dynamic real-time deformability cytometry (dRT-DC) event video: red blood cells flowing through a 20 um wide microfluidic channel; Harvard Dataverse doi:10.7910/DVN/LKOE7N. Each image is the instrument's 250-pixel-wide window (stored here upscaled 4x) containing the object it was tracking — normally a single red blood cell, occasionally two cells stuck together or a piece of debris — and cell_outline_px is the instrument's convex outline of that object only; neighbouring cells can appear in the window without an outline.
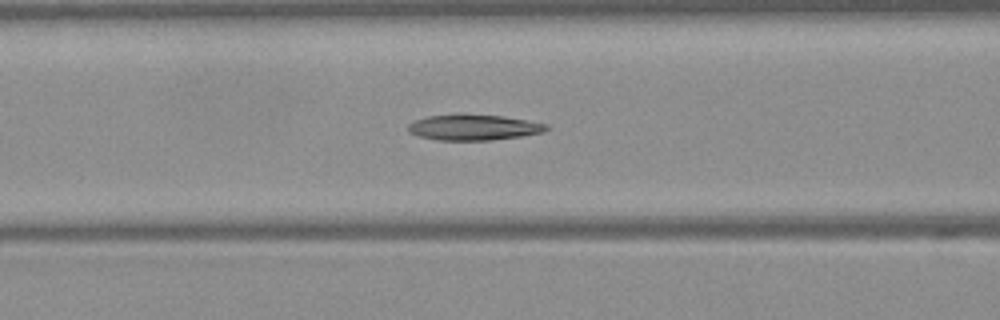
{"species": "Egyptian fruit bat (a non-hibernating species)", "species_latin": "Rousettus aegyptiacus", "temperature_condition": "warm", "stored_images_in_passage": 39, "camera_frame_rate_fps": 3000, "um_per_image_px": 0.085, "frame": {"image": 1, "passage_image": 10, "time_ms": 3.0, "image_size_px": [1000, 320], "cell_outline_px": [[548, 128], [544, 132], [520, 136], [492, 140], [436, 140], [416, 136], [408, 132], [408, 124], [416, 120], [428, 116], [456, 112], [460, 112], [504, 116], [548, 124]], "centroid_in_image_um": [40.21, 10.8], "position_along_channel_um": 126.4, "area_um2": 21.27}}
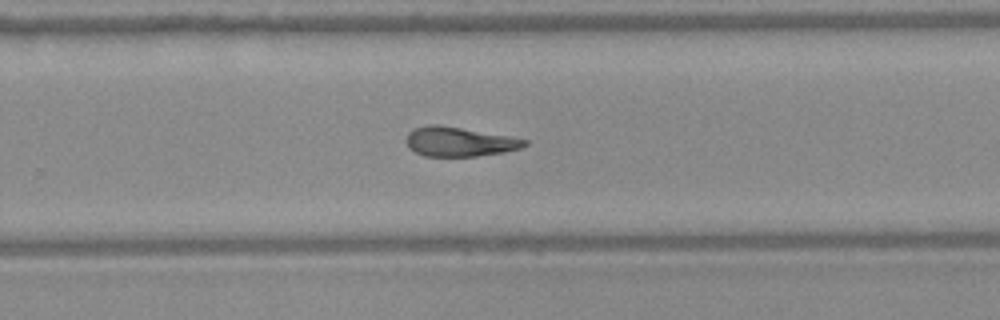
{"frame": {"image": 2, "passage_image": 22, "time_ms": 7.0, "image_size_px": [1000, 320], "cell_outline_px": [[528, 144], [520, 148], [504, 152], [476, 156], [424, 156], [408, 148], [408, 132], [416, 128], [432, 124], [436, 124], [508, 136], [528, 140]], "centroid_in_image_um": [39.05, 12.05], "position_along_channel_um": 290.8, "area_um2": 19.88}}
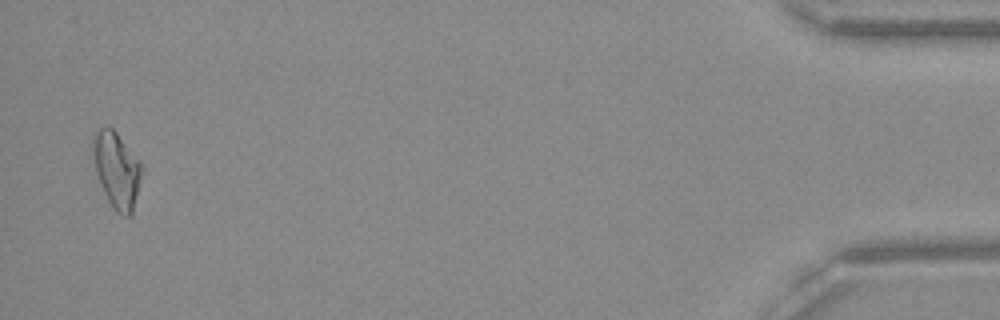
{"frame": {"image": 3, "passage_image": 38, "time_ms": 12.333, "image_size_px": [1000, 320], "cell_outline_px": [[144, 172], [132, 216], [124, 216], [116, 212], [108, 200], [100, 184], [96, 172], [92, 148], [92, 132], [104, 124], [108, 124], [116, 132], [144, 164]], "centroid_in_image_um": [9.95, 14.41], "position_along_channel_um": 425.3, "area_um2": 22.43}, "authors_computed_cell_mechanics": {"area_um2": 20.9236, "velocity_mm_per_s": 4.1109, "shape_relaxation_time_tau1_ms": null, "shape_relaxation_time_tau2_ms": 5.7815, "deformation_change_tau1": null, "deformation_change_tau2": 0.1815}}